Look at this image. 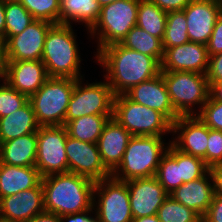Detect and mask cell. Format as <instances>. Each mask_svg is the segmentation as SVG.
I'll use <instances>...</instances> for the list:
<instances>
[{
	"mask_svg": "<svg viewBox=\"0 0 222 222\" xmlns=\"http://www.w3.org/2000/svg\"><path fill=\"white\" fill-rule=\"evenodd\" d=\"M73 25L54 24L48 31L41 61L49 77L79 79L82 74L80 43Z\"/></svg>",
	"mask_w": 222,
	"mask_h": 222,
	"instance_id": "3",
	"label": "cell"
},
{
	"mask_svg": "<svg viewBox=\"0 0 222 222\" xmlns=\"http://www.w3.org/2000/svg\"><path fill=\"white\" fill-rule=\"evenodd\" d=\"M23 222H64V218L54 213L43 212Z\"/></svg>",
	"mask_w": 222,
	"mask_h": 222,
	"instance_id": "45",
	"label": "cell"
},
{
	"mask_svg": "<svg viewBox=\"0 0 222 222\" xmlns=\"http://www.w3.org/2000/svg\"><path fill=\"white\" fill-rule=\"evenodd\" d=\"M65 150L68 172L87 177L94 182L111 176L102 163L97 144L83 142L67 135Z\"/></svg>",
	"mask_w": 222,
	"mask_h": 222,
	"instance_id": "13",
	"label": "cell"
},
{
	"mask_svg": "<svg viewBox=\"0 0 222 222\" xmlns=\"http://www.w3.org/2000/svg\"><path fill=\"white\" fill-rule=\"evenodd\" d=\"M206 76L208 83L222 81V52L213 56H209V64Z\"/></svg>",
	"mask_w": 222,
	"mask_h": 222,
	"instance_id": "40",
	"label": "cell"
},
{
	"mask_svg": "<svg viewBox=\"0 0 222 222\" xmlns=\"http://www.w3.org/2000/svg\"><path fill=\"white\" fill-rule=\"evenodd\" d=\"M97 1L100 4V6L103 7L119 0H97Z\"/></svg>",
	"mask_w": 222,
	"mask_h": 222,
	"instance_id": "50",
	"label": "cell"
},
{
	"mask_svg": "<svg viewBox=\"0 0 222 222\" xmlns=\"http://www.w3.org/2000/svg\"><path fill=\"white\" fill-rule=\"evenodd\" d=\"M207 50L209 56L222 52V12L216 20L212 35L207 43Z\"/></svg>",
	"mask_w": 222,
	"mask_h": 222,
	"instance_id": "39",
	"label": "cell"
},
{
	"mask_svg": "<svg viewBox=\"0 0 222 222\" xmlns=\"http://www.w3.org/2000/svg\"><path fill=\"white\" fill-rule=\"evenodd\" d=\"M209 97L217 102H222V81L209 83Z\"/></svg>",
	"mask_w": 222,
	"mask_h": 222,
	"instance_id": "46",
	"label": "cell"
},
{
	"mask_svg": "<svg viewBox=\"0 0 222 222\" xmlns=\"http://www.w3.org/2000/svg\"><path fill=\"white\" fill-rule=\"evenodd\" d=\"M203 160L210 168L222 163V131L209 128L207 151Z\"/></svg>",
	"mask_w": 222,
	"mask_h": 222,
	"instance_id": "38",
	"label": "cell"
},
{
	"mask_svg": "<svg viewBox=\"0 0 222 222\" xmlns=\"http://www.w3.org/2000/svg\"><path fill=\"white\" fill-rule=\"evenodd\" d=\"M183 11L189 40L207 45L216 20L222 12L220 0H191Z\"/></svg>",
	"mask_w": 222,
	"mask_h": 222,
	"instance_id": "16",
	"label": "cell"
},
{
	"mask_svg": "<svg viewBox=\"0 0 222 222\" xmlns=\"http://www.w3.org/2000/svg\"><path fill=\"white\" fill-rule=\"evenodd\" d=\"M126 95L134 102L162 113L171 123L180 116L175 112L161 72L135 85Z\"/></svg>",
	"mask_w": 222,
	"mask_h": 222,
	"instance_id": "20",
	"label": "cell"
},
{
	"mask_svg": "<svg viewBox=\"0 0 222 222\" xmlns=\"http://www.w3.org/2000/svg\"><path fill=\"white\" fill-rule=\"evenodd\" d=\"M28 101V96L18 92L5 80L0 79V118L19 110Z\"/></svg>",
	"mask_w": 222,
	"mask_h": 222,
	"instance_id": "35",
	"label": "cell"
},
{
	"mask_svg": "<svg viewBox=\"0 0 222 222\" xmlns=\"http://www.w3.org/2000/svg\"><path fill=\"white\" fill-rule=\"evenodd\" d=\"M158 136H132L119 166L111 173L115 179L129 181L155 176L160 159L171 139Z\"/></svg>",
	"mask_w": 222,
	"mask_h": 222,
	"instance_id": "4",
	"label": "cell"
},
{
	"mask_svg": "<svg viewBox=\"0 0 222 222\" xmlns=\"http://www.w3.org/2000/svg\"><path fill=\"white\" fill-rule=\"evenodd\" d=\"M133 219L157 214L169 196L155 176L127 181Z\"/></svg>",
	"mask_w": 222,
	"mask_h": 222,
	"instance_id": "15",
	"label": "cell"
},
{
	"mask_svg": "<svg viewBox=\"0 0 222 222\" xmlns=\"http://www.w3.org/2000/svg\"><path fill=\"white\" fill-rule=\"evenodd\" d=\"M2 2H11V1H18V0H0Z\"/></svg>",
	"mask_w": 222,
	"mask_h": 222,
	"instance_id": "51",
	"label": "cell"
},
{
	"mask_svg": "<svg viewBox=\"0 0 222 222\" xmlns=\"http://www.w3.org/2000/svg\"><path fill=\"white\" fill-rule=\"evenodd\" d=\"M202 222H222V195L215 194L209 209L202 217Z\"/></svg>",
	"mask_w": 222,
	"mask_h": 222,
	"instance_id": "41",
	"label": "cell"
},
{
	"mask_svg": "<svg viewBox=\"0 0 222 222\" xmlns=\"http://www.w3.org/2000/svg\"><path fill=\"white\" fill-rule=\"evenodd\" d=\"M210 172L214 182V193L222 195V163L212 166Z\"/></svg>",
	"mask_w": 222,
	"mask_h": 222,
	"instance_id": "44",
	"label": "cell"
},
{
	"mask_svg": "<svg viewBox=\"0 0 222 222\" xmlns=\"http://www.w3.org/2000/svg\"><path fill=\"white\" fill-rule=\"evenodd\" d=\"M113 118L132 136L171 135L172 123L162 113L132 101L126 94L114 97Z\"/></svg>",
	"mask_w": 222,
	"mask_h": 222,
	"instance_id": "7",
	"label": "cell"
},
{
	"mask_svg": "<svg viewBox=\"0 0 222 222\" xmlns=\"http://www.w3.org/2000/svg\"><path fill=\"white\" fill-rule=\"evenodd\" d=\"M169 195L202 218L214 196V182L210 170L196 180L181 184Z\"/></svg>",
	"mask_w": 222,
	"mask_h": 222,
	"instance_id": "22",
	"label": "cell"
},
{
	"mask_svg": "<svg viewBox=\"0 0 222 222\" xmlns=\"http://www.w3.org/2000/svg\"><path fill=\"white\" fill-rule=\"evenodd\" d=\"M113 115H86L69 121L65 127L68 135L83 142L95 143Z\"/></svg>",
	"mask_w": 222,
	"mask_h": 222,
	"instance_id": "27",
	"label": "cell"
},
{
	"mask_svg": "<svg viewBox=\"0 0 222 222\" xmlns=\"http://www.w3.org/2000/svg\"><path fill=\"white\" fill-rule=\"evenodd\" d=\"M132 135L113 117L106 123L98 141L105 168L112 173L120 164Z\"/></svg>",
	"mask_w": 222,
	"mask_h": 222,
	"instance_id": "21",
	"label": "cell"
},
{
	"mask_svg": "<svg viewBox=\"0 0 222 222\" xmlns=\"http://www.w3.org/2000/svg\"><path fill=\"white\" fill-rule=\"evenodd\" d=\"M175 112L197 115L209 98L206 74L192 71L161 72Z\"/></svg>",
	"mask_w": 222,
	"mask_h": 222,
	"instance_id": "6",
	"label": "cell"
},
{
	"mask_svg": "<svg viewBox=\"0 0 222 222\" xmlns=\"http://www.w3.org/2000/svg\"><path fill=\"white\" fill-rule=\"evenodd\" d=\"M139 1L119 0L101 7L98 20L87 33H84L87 34L89 42L96 45L92 60L102 48L120 43L128 31L136 26Z\"/></svg>",
	"mask_w": 222,
	"mask_h": 222,
	"instance_id": "5",
	"label": "cell"
},
{
	"mask_svg": "<svg viewBox=\"0 0 222 222\" xmlns=\"http://www.w3.org/2000/svg\"><path fill=\"white\" fill-rule=\"evenodd\" d=\"M101 6L97 0H60V24H77L89 31L99 18ZM82 25V26H81Z\"/></svg>",
	"mask_w": 222,
	"mask_h": 222,
	"instance_id": "25",
	"label": "cell"
},
{
	"mask_svg": "<svg viewBox=\"0 0 222 222\" xmlns=\"http://www.w3.org/2000/svg\"><path fill=\"white\" fill-rule=\"evenodd\" d=\"M48 78L46 67L41 60L6 61L3 80L28 97L35 94Z\"/></svg>",
	"mask_w": 222,
	"mask_h": 222,
	"instance_id": "19",
	"label": "cell"
},
{
	"mask_svg": "<svg viewBox=\"0 0 222 222\" xmlns=\"http://www.w3.org/2000/svg\"><path fill=\"white\" fill-rule=\"evenodd\" d=\"M132 222H160L157 214L152 216H144L137 219H133Z\"/></svg>",
	"mask_w": 222,
	"mask_h": 222,
	"instance_id": "49",
	"label": "cell"
},
{
	"mask_svg": "<svg viewBox=\"0 0 222 222\" xmlns=\"http://www.w3.org/2000/svg\"><path fill=\"white\" fill-rule=\"evenodd\" d=\"M196 116L208 128L222 131V102L214 101L209 97Z\"/></svg>",
	"mask_w": 222,
	"mask_h": 222,
	"instance_id": "37",
	"label": "cell"
},
{
	"mask_svg": "<svg viewBox=\"0 0 222 222\" xmlns=\"http://www.w3.org/2000/svg\"><path fill=\"white\" fill-rule=\"evenodd\" d=\"M167 12L160 9L151 0H140L138 5L137 26L154 37L163 39Z\"/></svg>",
	"mask_w": 222,
	"mask_h": 222,
	"instance_id": "30",
	"label": "cell"
},
{
	"mask_svg": "<svg viewBox=\"0 0 222 222\" xmlns=\"http://www.w3.org/2000/svg\"><path fill=\"white\" fill-rule=\"evenodd\" d=\"M45 212L42 183L0 199V220L23 222Z\"/></svg>",
	"mask_w": 222,
	"mask_h": 222,
	"instance_id": "18",
	"label": "cell"
},
{
	"mask_svg": "<svg viewBox=\"0 0 222 222\" xmlns=\"http://www.w3.org/2000/svg\"><path fill=\"white\" fill-rule=\"evenodd\" d=\"M93 209L98 222H132L127 182L113 176L97 181Z\"/></svg>",
	"mask_w": 222,
	"mask_h": 222,
	"instance_id": "10",
	"label": "cell"
},
{
	"mask_svg": "<svg viewBox=\"0 0 222 222\" xmlns=\"http://www.w3.org/2000/svg\"><path fill=\"white\" fill-rule=\"evenodd\" d=\"M209 170L210 167L203 159L180 151V179L183 183L196 180Z\"/></svg>",
	"mask_w": 222,
	"mask_h": 222,
	"instance_id": "36",
	"label": "cell"
},
{
	"mask_svg": "<svg viewBox=\"0 0 222 222\" xmlns=\"http://www.w3.org/2000/svg\"><path fill=\"white\" fill-rule=\"evenodd\" d=\"M124 47L152 56L160 65L164 57L162 40L137 25L130 29L120 42Z\"/></svg>",
	"mask_w": 222,
	"mask_h": 222,
	"instance_id": "29",
	"label": "cell"
},
{
	"mask_svg": "<svg viewBox=\"0 0 222 222\" xmlns=\"http://www.w3.org/2000/svg\"><path fill=\"white\" fill-rule=\"evenodd\" d=\"M76 80L49 77L43 86L29 97L39 126L65 125V117Z\"/></svg>",
	"mask_w": 222,
	"mask_h": 222,
	"instance_id": "8",
	"label": "cell"
},
{
	"mask_svg": "<svg viewBox=\"0 0 222 222\" xmlns=\"http://www.w3.org/2000/svg\"><path fill=\"white\" fill-rule=\"evenodd\" d=\"M42 176L36 167H22L0 162V199L37 187Z\"/></svg>",
	"mask_w": 222,
	"mask_h": 222,
	"instance_id": "23",
	"label": "cell"
},
{
	"mask_svg": "<svg viewBox=\"0 0 222 222\" xmlns=\"http://www.w3.org/2000/svg\"><path fill=\"white\" fill-rule=\"evenodd\" d=\"M94 62L115 96L124 95L135 85L157 76L161 65L152 57L124 47L121 43L102 48Z\"/></svg>",
	"mask_w": 222,
	"mask_h": 222,
	"instance_id": "1",
	"label": "cell"
},
{
	"mask_svg": "<svg viewBox=\"0 0 222 222\" xmlns=\"http://www.w3.org/2000/svg\"><path fill=\"white\" fill-rule=\"evenodd\" d=\"M155 177L168 194L183 184L180 179V150L171 143L160 159Z\"/></svg>",
	"mask_w": 222,
	"mask_h": 222,
	"instance_id": "28",
	"label": "cell"
},
{
	"mask_svg": "<svg viewBox=\"0 0 222 222\" xmlns=\"http://www.w3.org/2000/svg\"><path fill=\"white\" fill-rule=\"evenodd\" d=\"M0 40L5 42V2L0 1Z\"/></svg>",
	"mask_w": 222,
	"mask_h": 222,
	"instance_id": "47",
	"label": "cell"
},
{
	"mask_svg": "<svg viewBox=\"0 0 222 222\" xmlns=\"http://www.w3.org/2000/svg\"><path fill=\"white\" fill-rule=\"evenodd\" d=\"M103 80L88 82L85 77L76 79L72 92L65 125L74 119L88 115H113L114 97L112 88Z\"/></svg>",
	"mask_w": 222,
	"mask_h": 222,
	"instance_id": "9",
	"label": "cell"
},
{
	"mask_svg": "<svg viewBox=\"0 0 222 222\" xmlns=\"http://www.w3.org/2000/svg\"><path fill=\"white\" fill-rule=\"evenodd\" d=\"M209 64L207 45L195 42L164 48L160 72L192 71L206 74Z\"/></svg>",
	"mask_w": 222,
	"mask_h": 222,
	"instance_id": "17",
	"label": "cell"
},
{
	"mask_svg": "<svg viewBox=\"0 0 222 222\" xmlns=\"http://www.w3.org/2000/svg\"><path fill=\"white\" fill-rule=\"evenodd\" d=\"M39 127L32 105L28 101L19 110L0 118V143L37 132Z\"/></svg>",
	"mask_w": 222,
	"mask_h": 222,
	"instance_id": "26",
	"label": "cell"
},
{
	"mask_svg": "<svg viewBox=\"0 0 222 222\" xmlns=\"http://www.w3.org/2000/svg\"><path fill=\"white\" fill-rule=\"evenodd\" d=\"M95 183L72 172L42 177L45 212L66 218L93 209Z\"/></svg>",
	"mask_w": 222,
	"mask_h": 222,
	"instance_id": "2",
	"label": "cell"
},
{
	"mask_svg": "<svg viewBox=\"0 0 222 222\" xmlns=\"http://www.w3.org/2000/svg\"><path fill=\"white\" fill-rule=\"evenodd\" d=\"M64 222H98V221L94 213V209H89L84 212L69 215L68 217L64 218Z\"/></svg>",
	"mask_w": 222,
	"mask_h": 222,
	"instance_id": "43",
	"label": "cell"
},
{
	"mask_svg": "<svg viewBox=\"0 0 222 222\" xmlns=\"http://www.w3.org/2000/svg\"><path fill=\"white\" fill-rule=\"evenodd\" d=\"M187 20L183 10L167 13L166 27L162 39L163 48H171L189 42Z\"/></svg>",
	"mask_w": 222,
	"mask_h": 222,
	"instance_id": "32",
	"label": "cell"
},
{
	"mask_svg": "<svg viewBox=\"0 0 222 222\" xmlns=\"http://www.w3.org/2000/svg\"><path fill=\"white\" fill-rule=\"evenodd\" d=\"M37 132L0 143V162L8 165L35 167Z\"/></svg>",
	"mask_w": 222,
	"mask_h": 222,
	"instance_id": "24",
	"label": "cell"
},
{
	"mask_svg": "<svg viewBox=\"0 0 222 222\" xmlns=\"http://www.w3.org/2000/svg\"><path fill=\"white\" fill-rule=\"evenodd\" d=\"M160 9L165 12L181 11L183 10L191 0H151Z\"/></svg>",
	"mask_w": 222,
	"mask_h": 222,
	"instance_id": "42",
	"label": "cell"
},
{
	"mask_svg": "<svg viewBox=\"0 0 222 222\" xmlns=\"http://www.w3.org/2000/svg\"><path fill=\"white\" fill-rule=\"evenodd\" d=\"M36 19L60 24V0H18Z\"/></svg>",
	"mask_w": 222,
	"mask_h": 222,
	"instance_id": "34",
	"label": "cell"
},
{
	"mask_svg": "<svg viewBox=\"0 0 222 222\" xmlns=\"http://www.w3.org/2000/svg\"><path fill=\"white\" fill-rule=\"evenodd\" d=\"M53 25L51 22L35 19L20 34L11 36L5 42L6 61L41 60L46 35Z\"/></svg>",
	"mask_w": 222,
	"mask_h": 222,
	"instance_id": "12",
	"label": "cell"
},
{
	"mask_svg": "<svg viewBox=\"0 0 222 222\" xmlns=\"http://www.w3.org/2000/svg\"><path fill=\"white\" fill-rule=\"evenodd\" d=\"M6 58H5V42L0 40V79H3L5 74Z\"/></svg>",
	"mask_w": 222,
	"mask_h": 222,
	"instance_id": "48",
	"label": "cell"
},
{
	"mask_svg": "<svg viewBox=\"0 0 222 222\" xmlns=\"http://www.w3.org/2000/svg\"><path fill=\"white\" fill-rule=\"evenodd\" d=\"M67 135L65 125L39 127L35 167L42 177L68 172Z\"/></svg>",
	"mask_w": 222,
	"mask_h": 222,
	"instance_id": "11",
	"label": "cell"
},
{
	"mask_svg": "<svg viewBox=\"0 0 222 222\" xmlns=\"http://www.w3.org/2000/svg\"><path fill=\"white\" fill-rule=\"evenodd\" d=\"M34 20L19 1L5 2V42L24 31Z\"/></svg>",
	"mask_w": 222,
	"mask_h": 222,
	"instance_id": "31",
	"label": "cell"
},
{
	"mask_svg": "<svg viewBox=\"0 0 222 222\" xmlns=\"http://www.w3.org/2000/svg\"><path fill=\"white\" fill-rule=\"evenodd\" d=\"M160 222H202V218L192 209L174 200L170 195L158 209Z\"/></svg>",
	"mask_w": 222,
	"mask_h": 222,
	"instance_id": "33",
	"label": "cell"
},
{
	"mask_svg": "<svg viewBox=\"0 0 222 222\" xmlns=\"http://www.w3.org/2000/svg\"><path fill=\"white\" fill-rule=\"evenodd\" d=\"M170 143L183 153L203 159L206 156L209 128L196 116H180L172 123Z\"/></svg>",
	"mask_w": 222,
	"mask_h": 222,
	"instance_id": "14",
	"label": "cell"
}]
</instances>
